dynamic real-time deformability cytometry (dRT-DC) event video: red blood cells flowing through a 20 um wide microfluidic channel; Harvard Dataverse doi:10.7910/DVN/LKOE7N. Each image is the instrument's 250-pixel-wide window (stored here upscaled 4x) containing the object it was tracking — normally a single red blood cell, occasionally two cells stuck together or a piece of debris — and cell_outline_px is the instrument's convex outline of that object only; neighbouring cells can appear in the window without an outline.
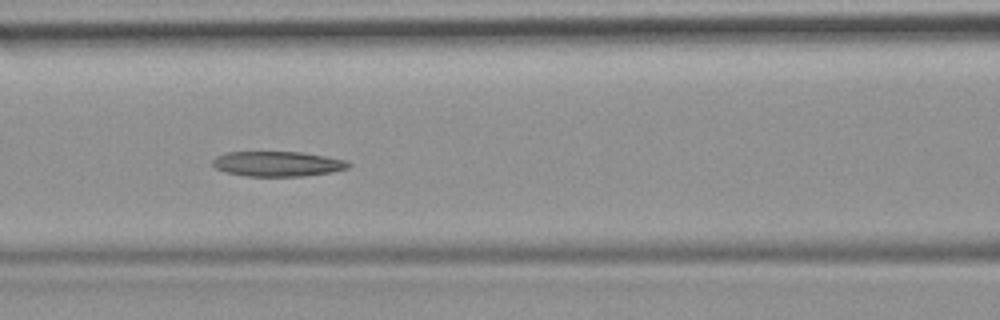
{"species": "common noctule bat (a hibernating species)", "species_latin": "Nyctalus noctula", "temperature_condition": "room temperature", "stored_images_in_passage": 51, "camera_frame_rate_fps": 3000, "um_per_image_px": 0.085, "animal": {"sex": "female", "body_mass_g": 19.9}, "frame": {"image": 1, "passage_image": 22, "time_ms": 7.0, "image_size_px": [1000, 320], "cell_outline_px": [[352, 164], [348, 168], [332, 172], [304, 176], [248, 176], [224, 172], [216, 168], [212, 164], [212, 160], [216, 156], [224, 152], [304, 152], [348, 160]], "centroid_in_image_um": [23.61, 13.92], "position_along_channel_um": 143.0, "area_um2": 20.06}}